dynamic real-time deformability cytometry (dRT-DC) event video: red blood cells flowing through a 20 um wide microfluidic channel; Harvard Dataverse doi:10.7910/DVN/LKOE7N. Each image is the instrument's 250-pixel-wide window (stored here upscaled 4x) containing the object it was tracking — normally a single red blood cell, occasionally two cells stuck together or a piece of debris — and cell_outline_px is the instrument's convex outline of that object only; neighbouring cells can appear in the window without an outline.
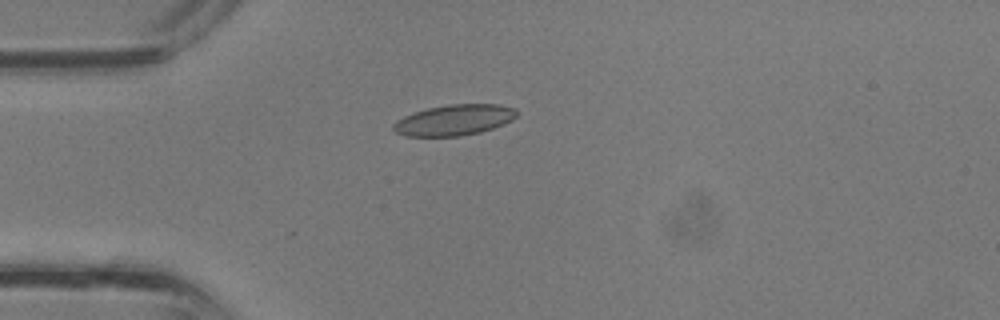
{"species": "common noctule bat (a hibernating species)", "species_latin": "Nyctalus noctula", "temperature_condition": "room temperature", "stored_images_in_passage": 24, "camera_frame_rate_fps": 3000, "um_per_image_px": 0.085, "animal": {"sex": "male", "body_mass_g": 13.3}, "frame": {"image": 1, "passage_image": 1, "time_ms": 0.0, "image_size_px": [1000, 320], "cell_outline_px": [[516, 116], [512, 120], [504, 124], [480, 132], [460, 136], [404, 136], [396, 132], [392, 128], [392, 124], [396, 120], [412, 112], [428, 108], [448, 104], [500, 104], [516, 108]], "centroid_in_image_um": [38.59, 10.19], "position_along_channel_um": 46.4, "area_um2": 22.25}}
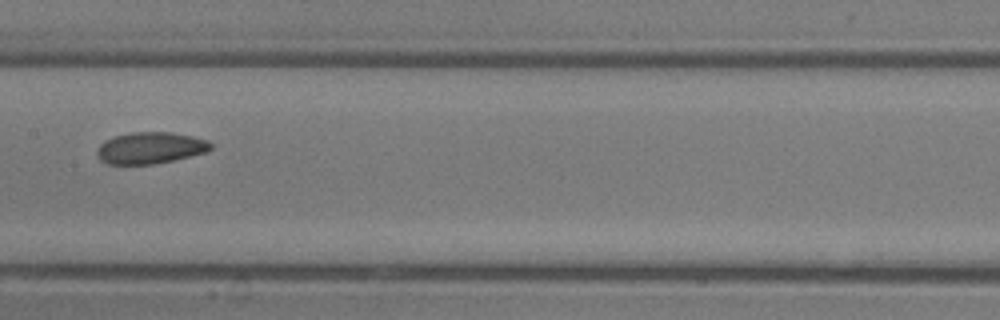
{"frame": {"image": 2, "passage_image": 10, "time_ms": 3.0, "image_size_px": [1000, 320], "cell_outline_px": [[212, 148], [208, 152], [156, 164], [108, 164], [100, 160], [96, 156], [96, 148], [104, 140], [116, 136], [132, 132], [172, 132], [192, 136], [208, 140], [212, 144]], "centroid_in_image_um": [12.77, 12.57], "position_along_channel_um": 194.6, "area_um2": 21.15}}
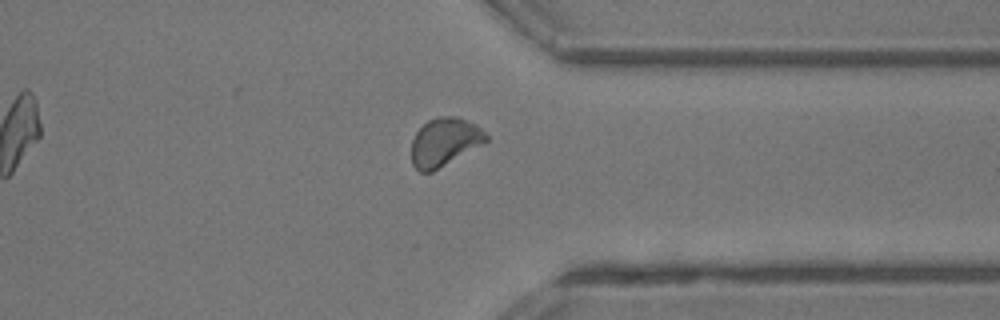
{"frame": {"image": 3, "passage_image": 20, "time_ms": 6.333, "image_size_px": [1000, 320], "cell_outline_px": [[488, 140], [432, 172], [420, 172], [412, 164], [412, 140], [416, 132], [428, 120], [436, 116], [456, 116], [476, 124], [488, 136]], "centroid_in_image_um": [37.76, 12.05], "position_along_channel_um": 373.6, "area_um2": 20.69}}